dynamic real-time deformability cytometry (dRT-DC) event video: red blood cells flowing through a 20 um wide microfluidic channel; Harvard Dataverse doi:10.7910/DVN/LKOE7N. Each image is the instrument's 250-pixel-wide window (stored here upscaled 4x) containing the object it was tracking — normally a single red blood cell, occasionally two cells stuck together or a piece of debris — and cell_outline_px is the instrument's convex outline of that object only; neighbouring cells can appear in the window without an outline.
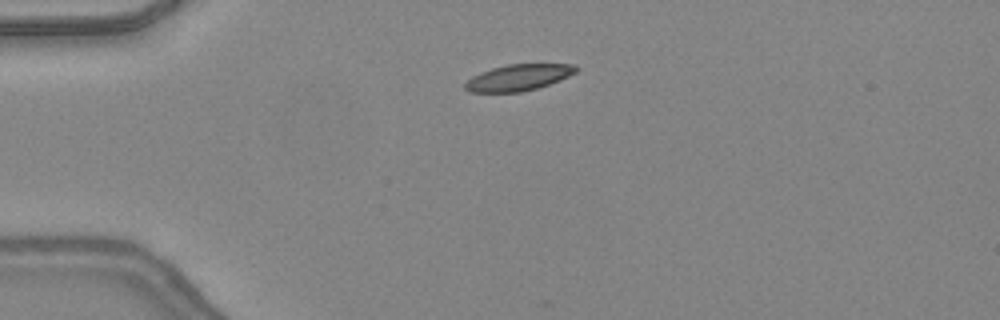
{"species": "common noctule bat (a hibernating species)", "species_latin": "Nyctalus noctula", "temperature_condition": "warm", "stored_images_in_passage": 34, "camera_frame_rate_fps": 3000, "um_per_image_px": 0.085, "animal": {"sex": "female", "body_mass_g": 24.6, "forearm_length_mm": 56.2}, "frame": {"image": 1, "passage_image": 1, "time_ms": 0.0, "image_size_px": [1000, 320], "cell_outline_px": [[580, 68], [576, 72], [560, 80], [536, 88], [520, 92], [468, 92], [464, 88], [464, 84], [472, 76], [480, 72], [492, 68], [508, 64], [576, 64]], "centroid_in_image_um": [44.06, 6.58], "position_along_channel_um": 40.9, "area_um2": 16.99}}
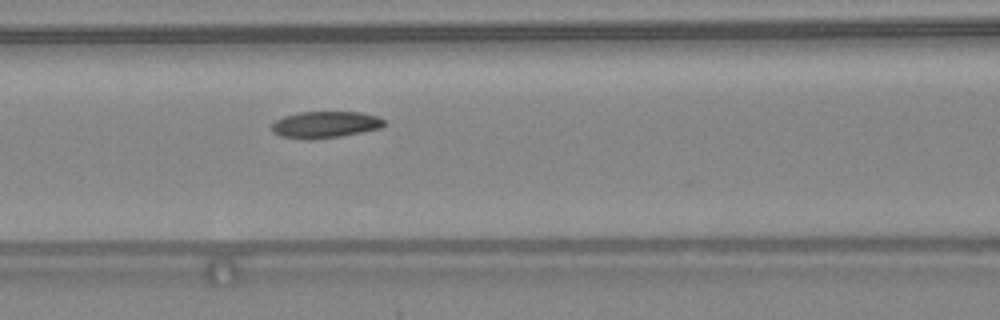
{"frame": {"image": 2, "passage_image": 10, "time_ms": 3.0, "image_size_px": [1000, 320], "cell_outline_px": [[384, 124], [380, 128], [340, 136], [308, 140], [280, 136], [272, 132], [272, 124], [276, 120], [284, 116], [300, 112], [360, 112], [376, 116], [384, 120]], "centroid_in_image_um": [27.6, 10.59], "position_along_channel_um": 139.0, "area_um2": 17.28}}
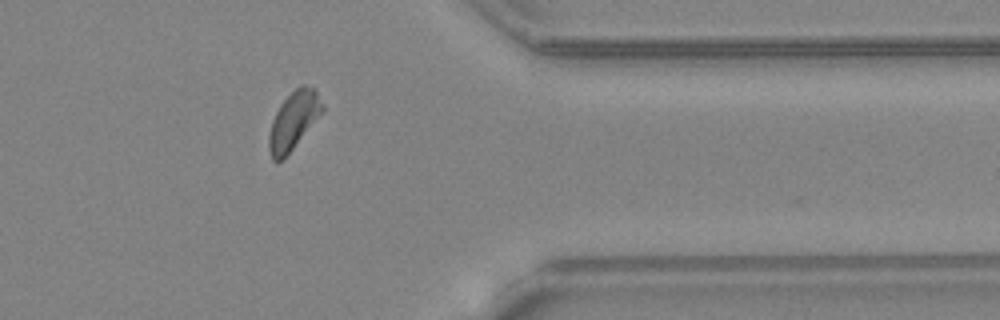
{"frame": {"image": 3, "passage_image": 28, "time_ms": 9.0, "image_size_px": [1000, 320], "cell_outline_px": [[324, 112], [284, 160], [272, 160], [268, 148], [268, 136], [272, 120], [280, 104], [300, 84], [304, 84], [316, 88], [324, 104]], "centroid_in_image_um": [24.99, 10.25], "position_along_channel_um": 386.4, "area_um2": 18.44}, "authors_computed_cell_mechanics": {"area_um2": 17.7157, "velocity_mm_per_s": 4.3529, "shape_relaxation_time_tau1_ms": 3.2934, "shape_relaxation_time_tau2_ms": 5.871, "deformation_change_tau1": 0.1055, "deformation_change_tau2": 0.1348}}